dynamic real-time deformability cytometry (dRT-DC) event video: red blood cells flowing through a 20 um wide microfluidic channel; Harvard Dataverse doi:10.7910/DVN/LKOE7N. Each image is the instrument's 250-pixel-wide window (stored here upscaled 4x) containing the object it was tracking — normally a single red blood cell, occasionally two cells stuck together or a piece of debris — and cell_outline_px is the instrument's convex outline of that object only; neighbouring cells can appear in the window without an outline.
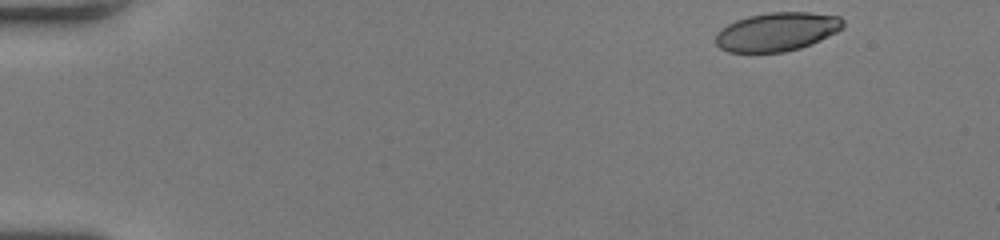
{"species": "human", "species_latin": "Homo sapiens", "temperature_condition": "room temperature", "stored_images_in_passage": 48, "camera_frame_rate_fps": 3000, "um_per_image_px": 0.085, "donor": {"sex": "female"}, "frame": {"image": 1, "passage_image": 1, "time_ms": 0.0, "image_size_px": [1000, 240], "cell_outline_px": [[844, 28], [812, 44], [800, 48], [784, 52], [728, 52], [720, 48], [716, 44], [716, 32], [720, 28], [736, 20], [748, 16], [768, 12], [812, 12], [840, 16], [844, 20]], "centroid_in_image_um": [66.05, 2.69], "position_along_channel_um": 19.0, "area_um2": 28.96}}
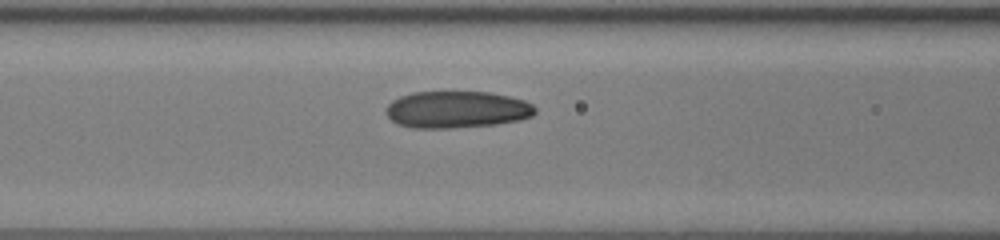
{"frame": {"image": 2, "passage_image": 19, "time_ms": 6.0, "image_size_px": [1000, 240], "cell_outline_px": [[536, 112], [532, 116], [520, 120], [496, 124], [452, 128], [412, 128], [396, 124], [384, 112], [388, 104], [392, 100], [400, 96], [412, 92], [488, 92], [508, 96], [524, 100], [532, 104], [536, 108]], "centroid_in_image_um": [38.81, 9.32], "position_along_channel_um": 127.8, "area_um2": 32.25}}
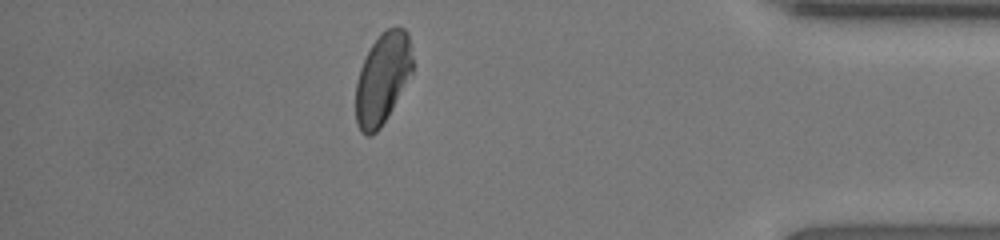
{"frame": {"image": 3, "passage_image": 42, "time_ms": 13.667, "image_size_px": [1000, 240], "cell_outline_px": [[412, 72], [388, 116], [380, 128], [372, 136], [364, 136], [360, 132], [356, 124], [356, 80], [360, 68], [372, 44], [388, 28], [396, 24], [404, 28], [408, 32], [412, 56]], "centroid_in_image_um": [32.51, 6.69], "position_along_channel_um": 402.7, "area_um2": 30.11}, "authors_computed_cell_mechanics": {"area_um2": 31.0675, "velocity_mm_per_s": 4.0358, "shape_relaxation_time_tau1_ms": 9.9852, "shape_relaxation_time_tau2_ms": 1.1931, "deformation_change_tau1": 0.2123, "deformation_change_tau2": 0.0569}}